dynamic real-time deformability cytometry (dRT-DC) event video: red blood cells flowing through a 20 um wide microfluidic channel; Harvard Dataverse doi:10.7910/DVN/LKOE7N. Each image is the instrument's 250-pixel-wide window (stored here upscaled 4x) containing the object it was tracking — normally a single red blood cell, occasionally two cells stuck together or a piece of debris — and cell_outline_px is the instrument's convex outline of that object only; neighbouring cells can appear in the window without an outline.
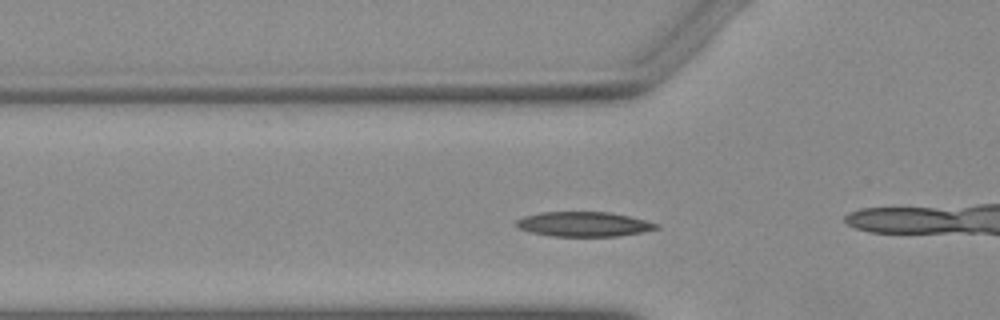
{"species": "Egyptian fruit bat (a non-hibernating species)", "species_latin": "Rousettus aegyptiacus", "temperature_condition": "warm", "stored_images_in_passage": 38, "camera_frame_rate_fps": 3000, "um_per_image_px": 0.085, "animal": {"sex": "female"}, "frame": {"image": 1, "passage_image": 12, "time_ms": 3.667, "image_size_px": [1000, 320], "cell_outline_px": [[660, 228], [644, 232], [620, 236], [552, 236], [532, 232], [520, 228], [512, 224], [516, 220], [524, 216], [540, 212], [608, 212], [628, 216], [660, 224]], "centroid_in_image_um": [49.63, 19.05], "position_along_channel_um": 76.2, "area_um2": 20.23}}
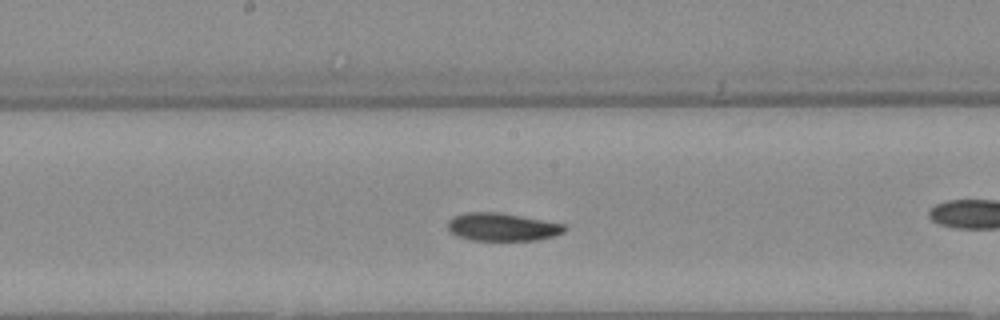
{"frame": {"image": 2, "passage_image": 22, "time_ms": 7.0, "image_size_px": [1000, 320], "cell_outline_px": [[568, 228], [564, 232], [552, 236], [536, 240], [472, 240], [456, 236], [448, 228], [448, 220], [464, 212], [500, 212], [564, 224]], "centroid_in_image_um": [42.69, 19.29], "position_along_channel_um": 205.5, "area_um2": 18.9}}
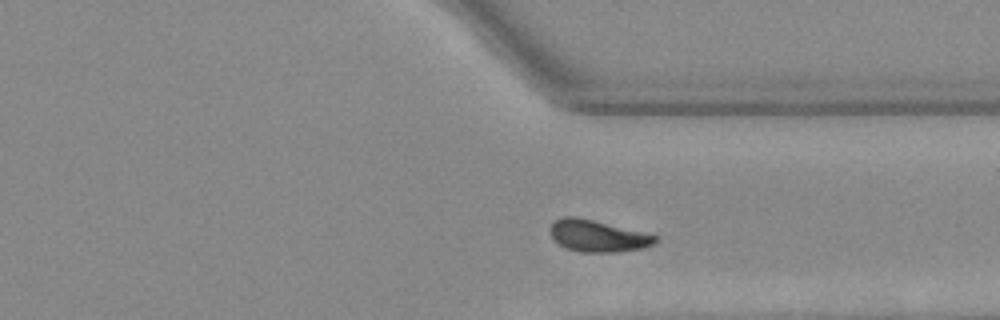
{"frame": {"image": 3, "passage_image": 34, "time_ms": 11.0, "image_size_px": [1000, 320], "cell_outline_px": [[656, 240], [652, 244], [644, 248], [616, 252], [580, 252], [568, 248], [560, 244], [552, 236], [552, 224], [556, 220], [564, 216], [576, 216], [656, 236]], "centroid_in_image_um": [50.79, 20.06], "position_along_channel_um": 360.6, "area_um2": 18.73}}